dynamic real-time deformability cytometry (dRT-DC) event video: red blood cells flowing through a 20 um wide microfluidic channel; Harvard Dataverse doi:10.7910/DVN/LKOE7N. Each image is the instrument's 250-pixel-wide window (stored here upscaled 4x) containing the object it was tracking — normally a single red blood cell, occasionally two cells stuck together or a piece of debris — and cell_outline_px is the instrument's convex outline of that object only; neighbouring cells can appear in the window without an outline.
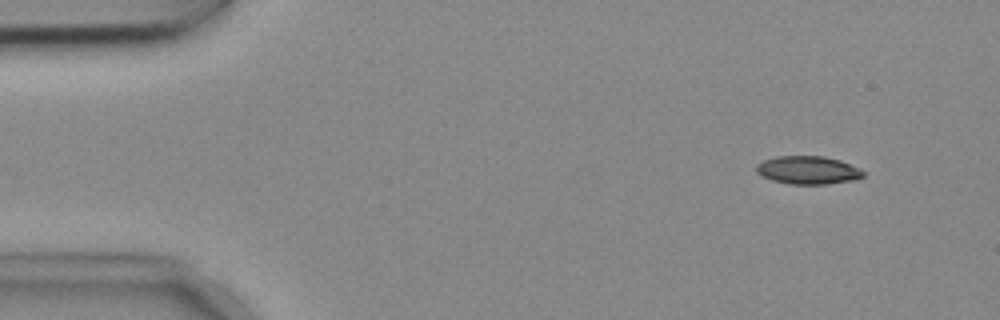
{"species": "common noctule bat (a hibernating species)", "species_latin": "Nyctalus noctula", "temperature_condition": "cold", "stored_images_in_passage": 54, "camera_frame_rate_fps": 3000, "um_per_image_px": 0.085, "animal": {"sex": "female", "body_mass_g": 18.4}, "frame": {"image": 1, "passage_image": 5, "time_ms": 1.333, "image_size_px": [1000, 320], "cell_outline_px": [[864, 176], [856, 180], [828, 184], [788, 184], [772, 180], [756, 172], [756, 164], [764, 160], [776, 156], [824, 156], [840, 160], [860, 168], [864, 172]], "centroid_in_image_um": [68.7, 14.46], "position_along_channel_um": 16.3, "area_um2": 17.63}}
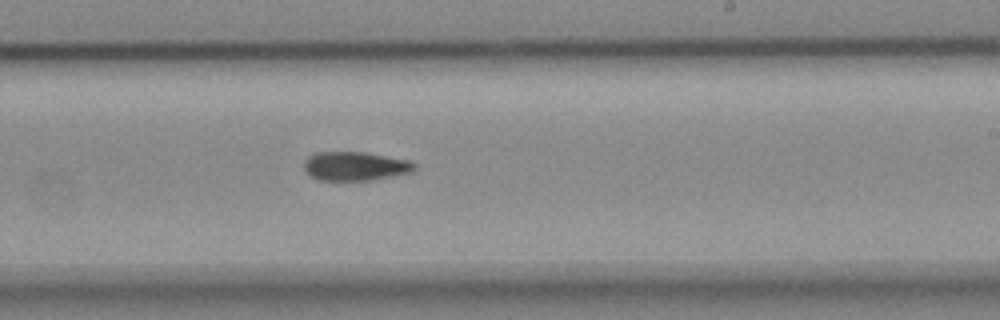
{"frame": {"image": 2, "passage_image": 32, "time_ms": 10.333, "image_size_px": [1000, 320], "cell_outline_px": [[416, 168], [412, 172], [392, 176], [368, 180], [316, 180], [304, 168], [304, 160], [308, 156], [316, 152], [364, 152], [408, 160], [416, 164]], "centroid_in_image_um": [30.18, 14.12], "position_along_channel_um": 258.8, "area_um2": 18.5}}
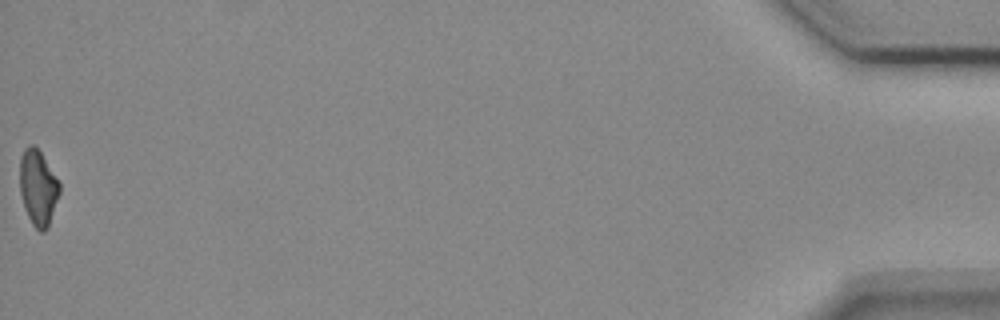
{"frame": {"image": 3, "passage_image": 54, "time_ms": 17.667, "image_size_px": [1000, 320], "cell_outline_px": [[60, 192], [48, 228], [44, 232], [40, 232], [32, 224], [24, 208], [20, 192], [20, 156], [24, 148], [28, 144], [32, 144], [40, 152], [60, 180]], "centroid_in_image_um": [3.24, 15.95], "position_along_channel_um": 432.0, "area_um2": 17.69}, "authors_computed_cell_mechanics": {"area_um2": 18.4671, "velocity_mm_per_s": 3.732, "shape_relaxation_time_tau1_ms": 9.2392, "shape_relaxation_time_tau2_ms": null, "deformation_change_tau1": 0.1841, "deformation_change_tau2": null}}